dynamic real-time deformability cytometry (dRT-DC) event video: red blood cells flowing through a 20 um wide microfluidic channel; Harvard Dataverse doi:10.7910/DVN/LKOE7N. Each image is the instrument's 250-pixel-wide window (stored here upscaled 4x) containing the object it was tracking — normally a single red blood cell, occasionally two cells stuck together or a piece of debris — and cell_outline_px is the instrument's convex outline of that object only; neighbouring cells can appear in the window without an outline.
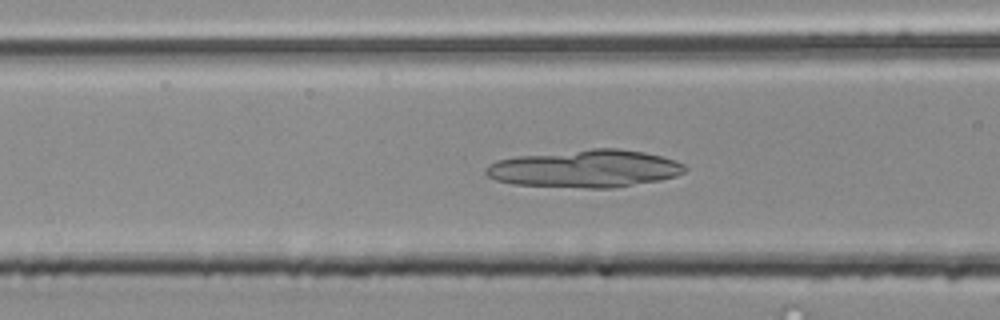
{"species": "common noctule bat (a hibernating species)", "species_latin": "Nyctalus noctula", "temperature_condition": "room temperature", "stored_images_in_passage": 53, "camera_frame_rate_fps": 3000, "um_per_image_px": 0.085, "animal": {"sex": "male", "body_mass_g": 20.4}, "frame": {"image": 1, "passage_image": 21, "time_ms": 6.667, "image_size_px": [1000, 320], "cell_outline_px": [[688, 168], [684, 172], [676, 176], [656, 180], [612, 188], [584, 188], [512, 184], [496, 180], [488, 176], [484, 172], [484, 168], [488, 164], [496, 160], [516, 156], [592, 148], [616, 148], [644, 152], [676, 160], [684, 164]], "centroid_in_image_um": [49.7, 14.33], "position_along_channel_um": 116.9, "area_um2": 43.64}}
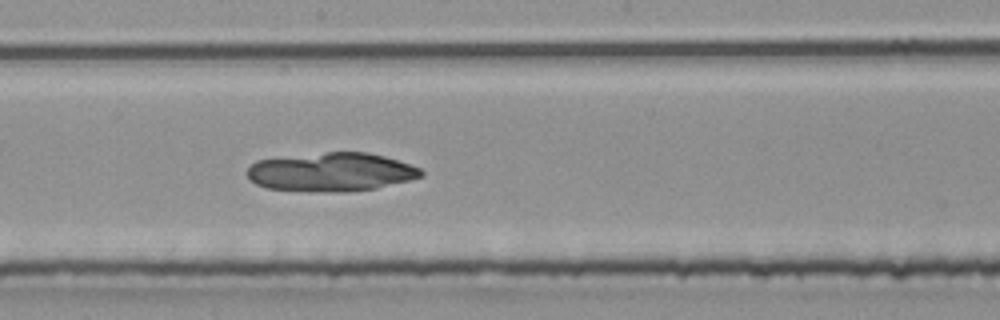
{"frame": {"image": 2, "passage_image": 29, "time_ms": 9.333, "image_size_px": [1000, 320], "cell_outline_px": [[424, 176], [376, 188], [348, 192], [312, 192], [268, 188], [256, 184], [244, 172], [256, 160], [328, 152], [368, 152], [384, 156], [420, 168], [424, 172]], "centroid_in_image_um": [28.15, 14.63], "position_along_channel_um": 220.1, "area_um2": 39.13}}
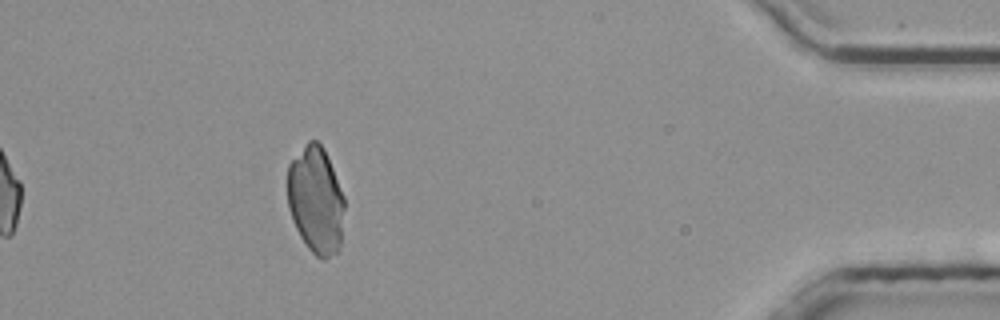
{"frame": {"image": 3, "passage_image": 48, "time_ms": 15.667, "image_size_px": [1000, 320], "cell_outline_px": [[344, 208], [340, 248], [336, 252], [324, 260], [320, 260], [308, 248], [300, 236], [292, 220], [288, 208], [288, 164], [308, 140], [316, 140], [324, 148], [344, 196]], "centroid_in_image_um": [26.84, 17.02], "position_along_channel_um": 408.4, "area_um2": 35.66}}